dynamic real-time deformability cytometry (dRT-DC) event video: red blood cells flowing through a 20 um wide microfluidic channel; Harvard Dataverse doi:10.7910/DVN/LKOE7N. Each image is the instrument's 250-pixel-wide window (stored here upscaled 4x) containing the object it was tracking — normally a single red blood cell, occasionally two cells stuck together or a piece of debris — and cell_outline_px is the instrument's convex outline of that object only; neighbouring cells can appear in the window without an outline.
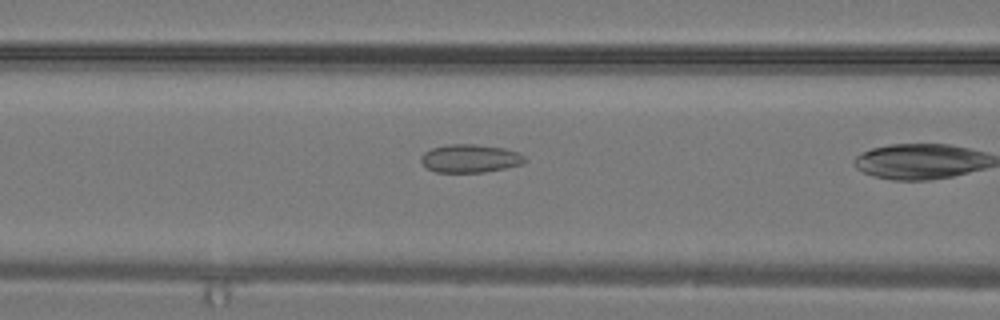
{"species": "common noctule bat (a hibernating species)", "species_latin": "Nyctalus noctula", "temperature_condition": "warm", "stored_images_in_passage": 9, "camera_frame_rate_fps": 3000, "um_per_image_px": 0.085, "animal": {"sex": "male", "body_mass_g": 19.2, "forearm_length_mm": 51.8}, "frame": {"image": 1, "passage_image": 6, "time_ms": 1.667, "image_size_px": [1000, 320], "cell_outline_px": [[528, 160], [524, 164], [484, 172], [436, 172], [428, 168], [420, 160], [420, 156], [424, 152], [432, 148], [448, 144], [476, 144], [504, 148], [520, 152]], "centroid_in_image_um": [39.99, 13.46], "position_along_channel_um": 126.6, "area_um2": 17.17}}